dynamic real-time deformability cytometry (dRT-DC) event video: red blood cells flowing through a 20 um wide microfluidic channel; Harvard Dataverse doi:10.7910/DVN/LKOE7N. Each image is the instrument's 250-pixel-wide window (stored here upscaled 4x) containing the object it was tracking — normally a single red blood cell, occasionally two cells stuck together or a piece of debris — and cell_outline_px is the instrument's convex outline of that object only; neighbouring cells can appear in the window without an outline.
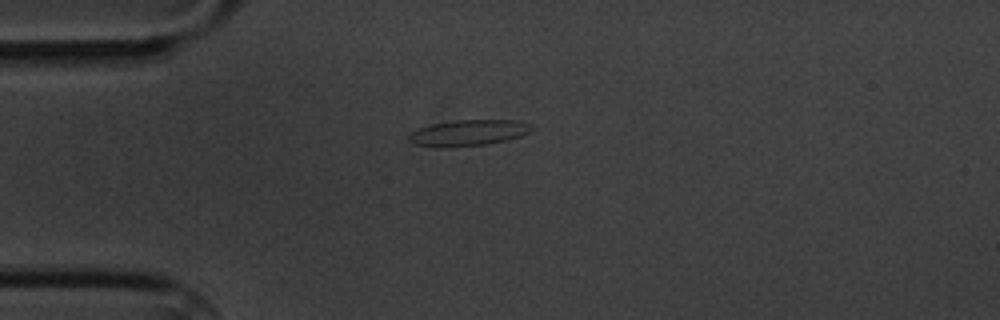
{"species": "common noctule bat (a hibernating species)", "species_latin": "Nyctalus noctula", "temperature_condition": "cold", "stored_images_in_passage": 7, "camera_frame_rate_fps": 3000, "um_per_image_px": 0.085, "animal": {"sex": "male", "body_mass_g": 20.1, "forearm_length_mm": 53.5}, "frame": {"image": 1, "passage_image": 1, "time_ms": 0.0, "image_size_px": [1000, 320], "cell_outline_px": [[536, 128], [520, 136], [508, 140], [488, 144], [452, 148], [436, 148], [416, 144], [408, 140], [408, 136], [412, 132], [420, 128], [432, 124], [452, 120], [516, 120], [532, 124]], "centroid_in_image_um": [39.83, 11.3], "position_along_channel_um": 45.2, "area_um2": 18.96}}
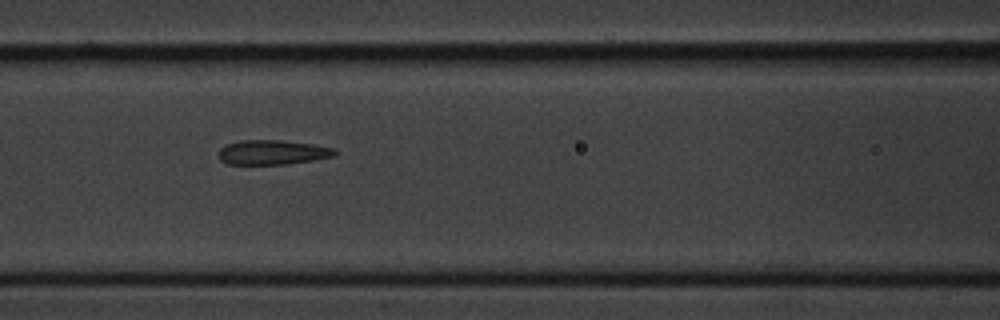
{"frame": {"image": 2, "passage_image": 4, "time_ms": 3.333, "image_size_px": [1000, 320], "cell_outline_px": [[340, 152], [336, 156], [288, 164], [228, 164], [220, 160], [220, 148], [228, 144], [240, 140], [284, 140], [312, 144], [336, 148]], "centroid_in_image_um": [23.24, 12.94], "position_along_channel_um": 143.4, "area_um2": 16.76}}
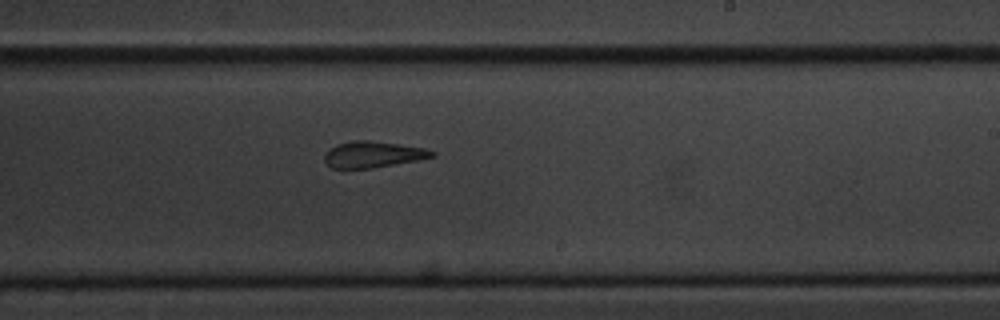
{"frame": {"image": 3, "passage_image": 7, "time_ms": 6.667, "image_size_px": [1000, 320], "cell_outline_px": [[436, 156], [420, 160], [372, 168], [332, 168], [324, 160], [324, 156], [336, 144], [352, 140], [368, 140], [424, 148], [436, 152]], "centroid_in_image_um": [31.73, 13.13], "position_along_channel_um": 257.3, "area_um2": 16.3}}